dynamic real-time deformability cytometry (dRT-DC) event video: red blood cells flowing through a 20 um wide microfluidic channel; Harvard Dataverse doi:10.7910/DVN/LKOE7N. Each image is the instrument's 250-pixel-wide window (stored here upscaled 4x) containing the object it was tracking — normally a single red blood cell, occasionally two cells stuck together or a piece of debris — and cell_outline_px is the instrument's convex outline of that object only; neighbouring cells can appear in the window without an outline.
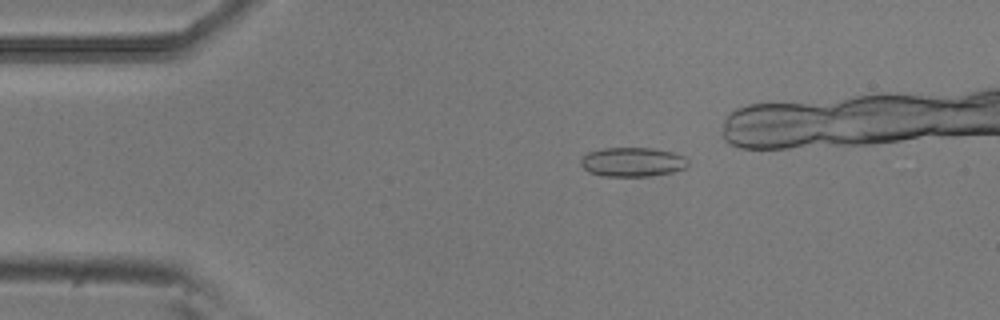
{"species": "common noctule bat (a hibernating species)", "species_latin": "Nyctalus noctula", "temperature_condition": "room temperature", "stored_images_in_passage": 42, "camera_frame_rate_fps": 3000, "um_per_image_px": 0.085, "animal": {"sex": "male", "body_mass_g": 20.5, "forearm_length_mm": 52.5}, "frame": {"image": 1, "passage_image": 10, "time_ms": 3.0, "image_size_px": [1000, 320], "cell_outline_px": [[688, 168], [672, 172], [648, 176], [604, 176], [588, 172], [580, 164], [580, 160], [588, 152], [604, 148], [652, 148], [672, 152], [684, 156], [688, 160]], "centroid_in_image_um": [53.78, 13.77], "position_along_channel_um": 31.2, "area_um2": 18.32}}
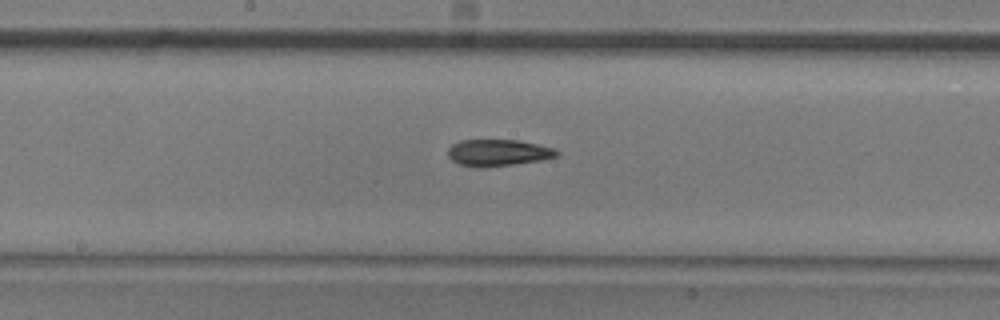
{"frame": {"image": 2, "passage_image": 27, "time_ms": 8.667, "image_size_px": [1000, 320], "cell_outline_px": [[560, 152], [556, 156], [540, 160], [512, 164], [480, 168], [476, 168], [460, 164], [452, 160], [448, 156], [448, 148], [452, 144], [460, 140], [520, 140], [556, 148]], "centroid_in_image_um": [42.33, 12.97], "position_along_channel_um": 205.9, "area_um2": 16.94}}
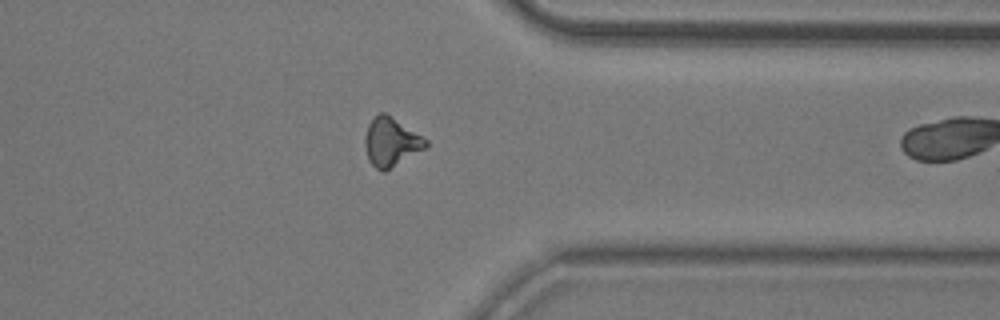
{"frame": {"image": 3, "passage_image": 41, "time_ms": 13.333, "image_size_px": [1000, 320], "cell_outline_px": [[428, 148], [384, 172], [376, 168], [368, 160], [364, 144], [364, 136], [368, 124], [380, 112], [384, 112], [428, 140]], "centroid_in_image_um": [33.25, 12.1], "position_along_channel_um": 378.2, "area_um2": 17.28}}